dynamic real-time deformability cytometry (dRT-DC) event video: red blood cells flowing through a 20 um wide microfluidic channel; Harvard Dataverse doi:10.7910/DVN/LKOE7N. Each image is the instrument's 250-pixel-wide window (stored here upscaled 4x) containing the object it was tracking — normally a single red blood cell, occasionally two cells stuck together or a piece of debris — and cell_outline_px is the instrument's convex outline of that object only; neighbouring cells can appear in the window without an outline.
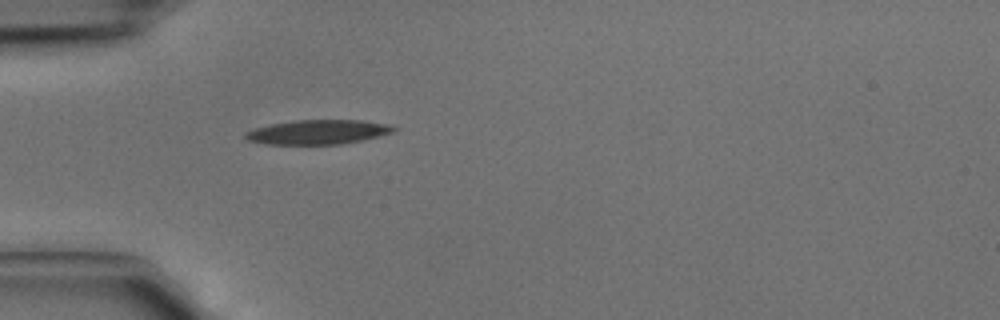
{"species": "common noctule bat (a hibernating species)", "species_latin": "Nyctalus noctula", "temperature_condition": "cold", "stored_images_in_passage": 1, "camera_frame_rate_fps": 3000, "um_per_image_px": 0.085, "animal": {"sex": "male", "body_mass_g": 15.6}, "frame": {"image": 1, "passage_image": 1, "time_ms": 0.0, "image_size_px": [1000, 320], "cell_outline_px": [[396, 132], [364, 140], [340, 144], [268, 144], [248, 140], [244, 136], [244, 132], [256, 128], [272, 124], [296, 120], [360, 120], [388, 124], [396, 128]], "centroid_in_image_um": [27.07, 11.22], "position_along_channel_um": 57.9, "area_um2": 21.04}}